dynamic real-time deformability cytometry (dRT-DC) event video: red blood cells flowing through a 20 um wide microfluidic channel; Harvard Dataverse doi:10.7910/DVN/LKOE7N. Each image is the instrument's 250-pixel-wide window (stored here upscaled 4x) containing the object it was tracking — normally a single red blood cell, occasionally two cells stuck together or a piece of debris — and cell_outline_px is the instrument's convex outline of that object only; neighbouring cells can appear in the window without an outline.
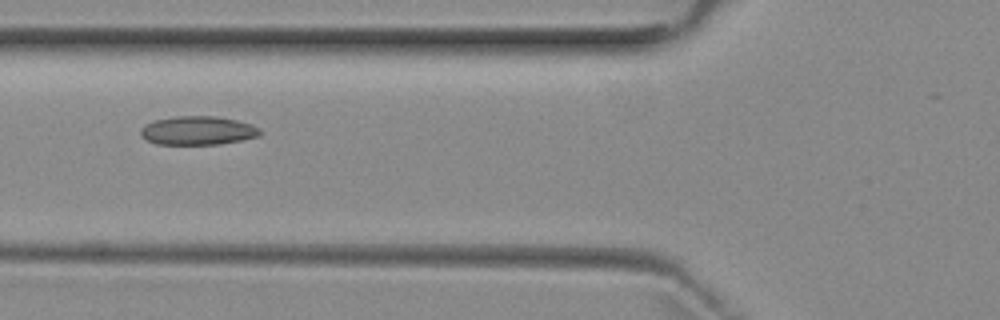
{"species": "common noctule bat (a hibernating species)", "species_latin": "Nyctalus noctula", "temperature_condition": "room temperature", "stored_images_in_passage": 4, "camera_frame_rate_fps": 3000, "um_per_image_px": 0.085, "animal": {"sex": "female", "body_mass_g": 29.2, "forearm_length_mm": 56.3}, "frame": {"image": 1, "passage_image": 4, "time_ms": 3.333, "image_size_px": [1000, 320], "cell_outline_px": [[260, 136], [220, 144], [156, 144], [140, 136], [140, 128], [144, 124], [152, 120], [176, 116], [216, 116], [236, 120], [252, 124], [260, 128]], "centroid_in_image_um": [16.78, 11.09], "position_along_channel_um": 109.0, "area_um2": 20.11}}